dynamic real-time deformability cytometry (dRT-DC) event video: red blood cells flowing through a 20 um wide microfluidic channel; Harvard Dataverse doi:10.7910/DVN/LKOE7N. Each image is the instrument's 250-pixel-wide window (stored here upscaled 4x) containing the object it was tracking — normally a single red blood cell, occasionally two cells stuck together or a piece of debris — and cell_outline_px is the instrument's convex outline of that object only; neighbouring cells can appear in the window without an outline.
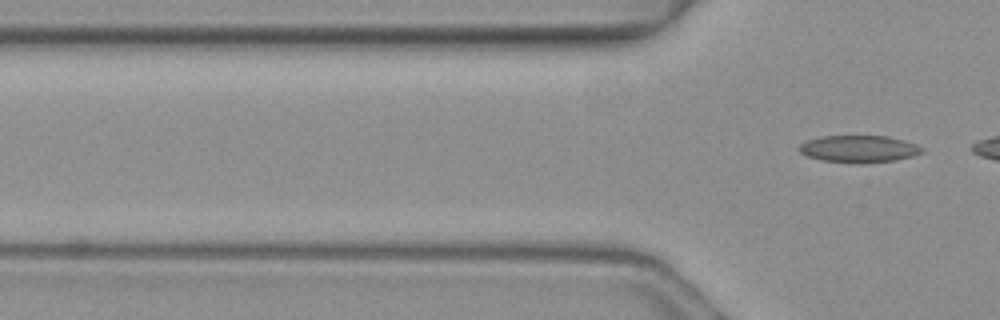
{"species": "common noctule bat (a hibernating species)", "species_latin": "Nyctalus noctula", "temperature_condition": "warm", "stored_images_in_passage": 6, "segment_of_instrument_passage": [2, 2], "camera_frame_rate_fps": 3000, "um_per_image_px": 0.085, "animal": {"sex": "female", "body_mass_g": 19.3, "forearm_length_mm": 54.1}, "frame": {"image": 1, "passage_image": 6, "time_ms": 1.667, "image_size_px": [1000, 320], "cell_outline_px": [[924, 152], [912, 156], [896, 160], [860, 164], [856, 164], [820, 160], [808, 156], [800, 152], [796, 148], [800, 144], [808, 140], [820, 136], [888, 136], [904, 140], [916, 144], [924, 148]], "centroid_in_image_um": [73.0, 12.66], "position_along_channel_um": 52.8, "area_um2": 19.65}}